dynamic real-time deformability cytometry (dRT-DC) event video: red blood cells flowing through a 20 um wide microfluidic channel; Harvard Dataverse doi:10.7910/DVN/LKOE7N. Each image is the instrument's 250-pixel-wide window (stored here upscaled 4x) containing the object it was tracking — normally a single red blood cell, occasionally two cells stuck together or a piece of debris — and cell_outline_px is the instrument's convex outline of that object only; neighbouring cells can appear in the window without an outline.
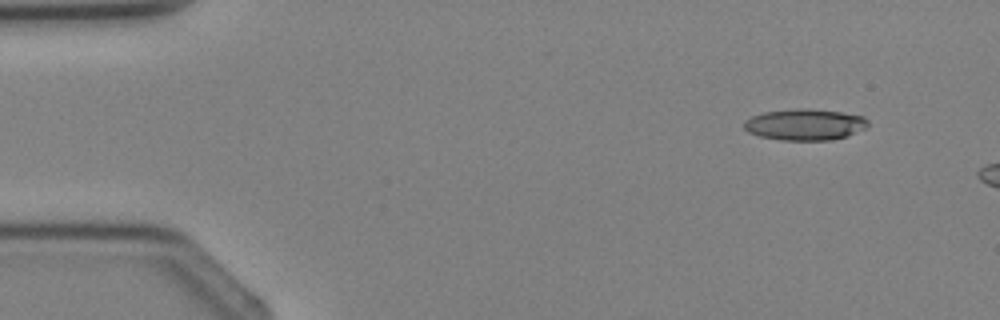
{"species": "Egyptian fruit bat (a non-hibernating species)", "species_latin": "Rousettus aegyptiacus", "temperature_condition": "cold", "stored_images_in_passage": 3, "camera_frame_rate_fps": 3000, "um_per_image_px": 0.085, "animal": {"sex": "female"}, "frame": {"image": 1, "passage_image": 1, "time_ms": 0.0, "image_size_px": [1000, 320], "cell_outline_px": [[868, 128], [848, 136], [832, 140], [780, 140], [760, 136], [748, 132], [744, 128], [744, 120], [752, 116], [764, 112], [792, 108], [808, 108], [840, 112], [864, 116], [868, 120]], "centroid_in_image_um": [68.44, 10.58], "position_along_channel_um": 16.6, "area_um2": 22.89}}